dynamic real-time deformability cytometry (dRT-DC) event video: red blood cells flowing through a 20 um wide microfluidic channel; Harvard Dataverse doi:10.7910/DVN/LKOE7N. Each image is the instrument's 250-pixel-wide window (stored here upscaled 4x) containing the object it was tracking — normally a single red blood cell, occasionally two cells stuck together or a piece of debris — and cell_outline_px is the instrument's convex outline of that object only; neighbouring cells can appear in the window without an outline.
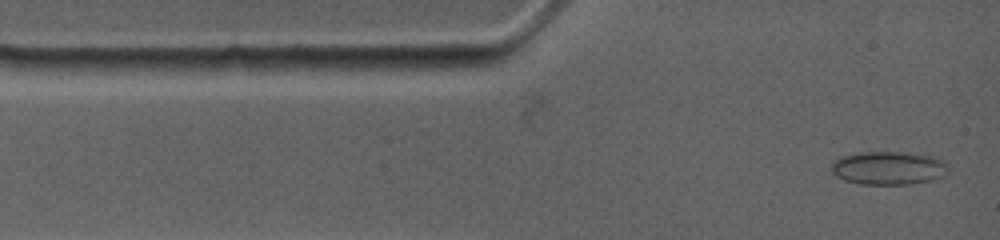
{"species": "common noctule bat (a hibernating species)", "species_latin": "Nyctalus noctula", "temperature_condition": "warm", "stored_images_in_passage": 34, "camera_frame_rate_fps": 4500, "um_per_image_px": 0.085, "animal": {"sex": "female", "body_mass_g": 19.0, "forearm_length_mm": 53.3}, "frame": {"image": 1, "passage_image": 1, "time_ms": 0.0, "image_size_px": [1000, 240], "cell_outline_px": [[948, 176], [932, 180], [912, 184], [860, 184], [844, 180], [836, 176], [828, 168], [840, 156], [860, 152], [900, 152], [932, 156], [944, 160], [948, 164]], "centroid_in_image_um": [75.55, 14.29], "position_along_channel_um": 9.5, "area_um2": 23.06}}
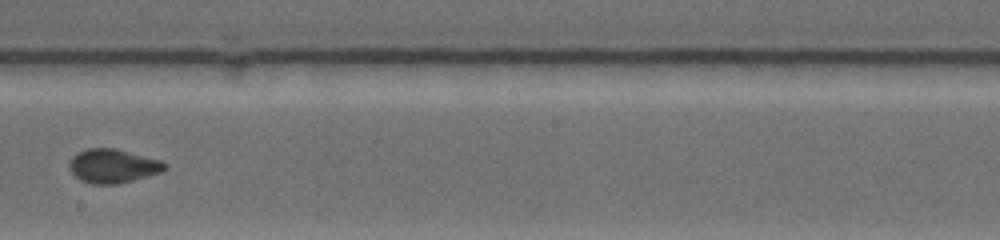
{"frame": {"image": 2, "passage_image": 16, "time_ms": 6.889, "image_size_px": [1000, 240], "cell_outline_px": [[168, 168], [164, 172], [116, 184], [92, 184], [80, 180], [68, 168], [68, 160], [76, 152], [88, 148], [116, 148], [160, 160], [168, 164]], "centroid_in_image_um": [9.59, 14.1], "position_along_channel_um": 238.6, "area_um2": 19.13}}
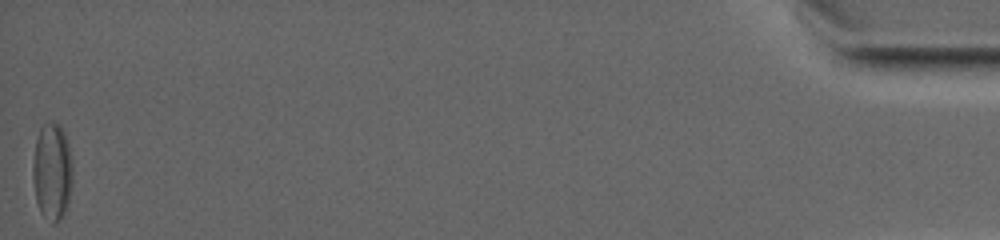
{"frame": {"image": 3, "passage_image": 33, "time_ms": 16.444, "image_size_px": [1000, 240], "cell_outline_px": [[72, 184], [68, 204], [64, 212], [56, 220], [52, 220], [40, 212], [36, 200], [32, 176], [32, 164], [36, 136], [40, 128], [44, 124], [60, 124], [64, 132], [68, 144], [72, 164]], "centroid_in_image_um": [4.42, 14.53], "position_along_channel_um": 430.8, "area_um2": 22.31}, "authors_computed_cell_mechanics": {"area_um2": 19.3052, "velocity_mm_per_s": 3.8154, "shape_relaxation_time_tau1_ms": 4.9522, "shape_relaxation_time_tau2_ms": 0.9583, "deformation_change_tau1": 0.1161, "deformation_change_tau2": 0.0332}}